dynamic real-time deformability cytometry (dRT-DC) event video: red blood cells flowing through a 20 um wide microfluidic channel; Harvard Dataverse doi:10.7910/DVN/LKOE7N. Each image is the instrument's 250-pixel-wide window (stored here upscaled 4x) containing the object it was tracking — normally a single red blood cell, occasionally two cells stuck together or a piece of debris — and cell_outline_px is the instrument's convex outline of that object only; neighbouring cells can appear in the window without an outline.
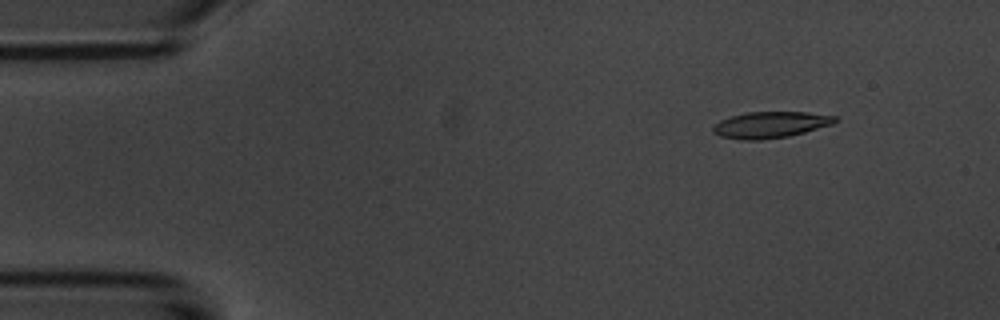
{"species": "common noctule bat (a hibernating species)", "species_latin": "Nyctalus noctula", "temperature_condition": "room temperature", "stored_images_in_passage": 54, "camera_frame_rate_fps": 3000, "um_per_image_px": 0.085, "animal": {"sex": "male", "body_mass_g": 20.1, "forearm_length_mm": 53.5}, "frame": {"image": 1, "passage_image": 6, "time_ms": 1.667, "image_size_px": [1000, 320], "cell_outline_px": [[840, 120], [832, 124], [804, 132], [788, 136], [760, 140], [740, 140], [720, 136], [712, 132], [712, 128], [720, 120], [732, 116], [748, 112], [808, 112], [836, 116]], "centroid_in_image_um": [65.49, 10.6], "position_along_channel_um": 19.5, "area_um2": 18.67}}
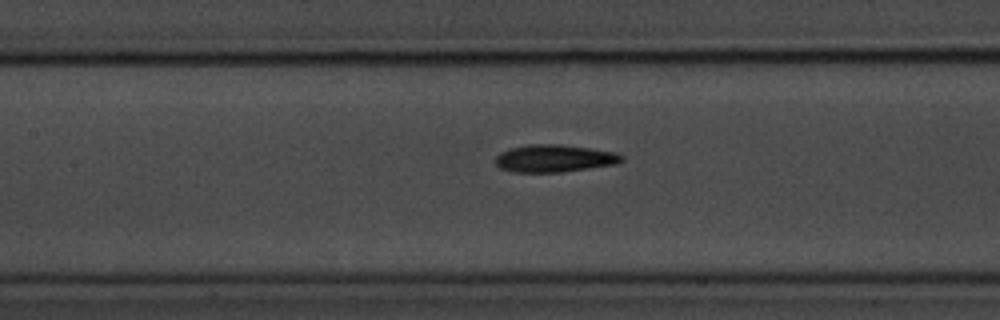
{"frame": {"image": 2, "passage_image": 24, "time_ms": 7.667, "image_size_px": [1000, 320], "cell_outline_px": [[624, 160], [616, 164], [560, 172], [512, 172], [500, 168], [496, 164], [496, 156], [500, 152], [512, 148], [528, 144], [560, 144], [592, 148], [616, 152], [624, 156]], "centroid_in_image_um": [47.14, 13.45], "position_along_channel_um": 160.3, "area_um2": 20.23}}
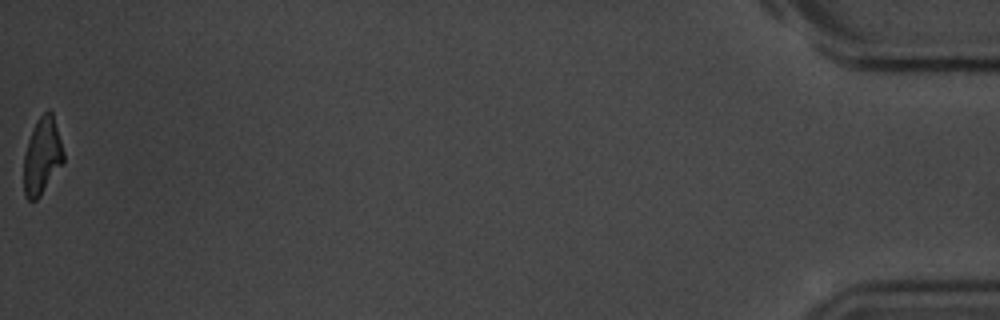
{"frame": {"image": 3, "passage_image": 54, "time_ms": 17.667, "image_size_px": [1000, 320], "cell_outline_px": [[64, 160], [40, 196], [36, 200], [28, 200], [24, 196], [24, 156], [28, 140], [36, 120], [48, 108], [52, 112], [64, 152]], "centroid_in_image_um": [3.57, 13.25], "position_along_channel_um": 431.6, "area_um2": 17.57}, "authors_computed_cell_mechanics": {"area_um2": 19.5364, "velocity_mm_per_s": 3.7139, "shape_relaxation_time_tau1_ms": 3.6545, "shape_relaxation_time_tau2_ms": 6.6105, "deformation_change_tau1": 0.1451, "deformation_change_tau2": 0.1675}}